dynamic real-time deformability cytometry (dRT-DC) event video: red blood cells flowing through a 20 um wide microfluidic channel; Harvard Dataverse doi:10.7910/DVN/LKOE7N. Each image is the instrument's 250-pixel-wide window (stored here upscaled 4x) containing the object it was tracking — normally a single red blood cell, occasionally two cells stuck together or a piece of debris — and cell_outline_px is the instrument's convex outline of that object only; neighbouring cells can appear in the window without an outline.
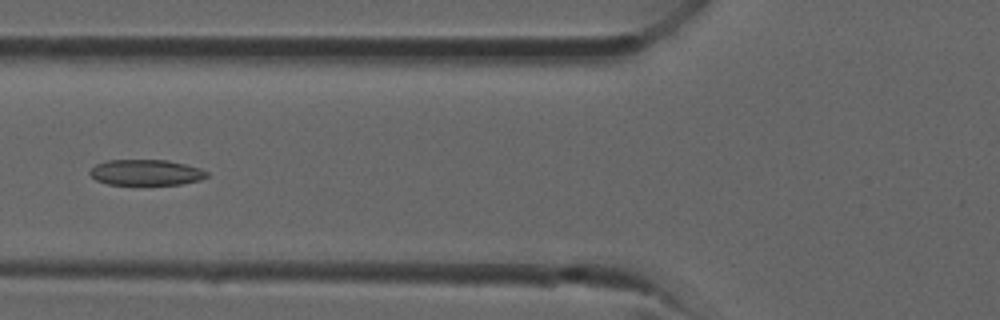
{"species": "common noctule bat (a hibernating species)", "species_latin": "Nyctalus noctula", "temperature_condition": "room temperature", "stored_images_in_passage": 20, "camera_frame_rate_fps": 3000, "um_per_image_px": 0.085, "animal": {"sex": "male", "forearm_length_mm": 52.5}, "frame": {"image": 1, "passage_image": 12, "time_ms": 3.667, "image_size_px": [1000, 320], "cell_outline_px": [[208, 176], [200, 180], [180, 184], [108, 184], [96, 180], [88, 172], [96, 164], [104, 160], [168, 160], [200, 168], [208, 172]], "centroid_in_image_um": [12.4, 14.65], "position_along_channel_um": 113.4, "area_um2": 17.46}}
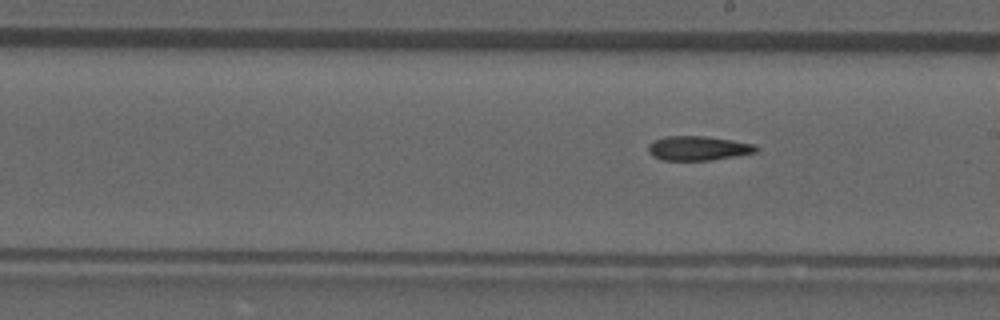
{"frame": {"image": 2, "passage_image": 20, "time_ms": 6.333, "image_size_px": [1000, 320], "cell_outline_px": [[760, 148], [756, 152], [712, 160], [664, 160], [652, 156], [648, 152], [648, 144], [664, 136], [704, 136], [732, 140], [756, 144]], "centroid_in_image_um": [59.35, 12.59], "position_along_channel_um": 229.6, "area_um2": 15.32}}